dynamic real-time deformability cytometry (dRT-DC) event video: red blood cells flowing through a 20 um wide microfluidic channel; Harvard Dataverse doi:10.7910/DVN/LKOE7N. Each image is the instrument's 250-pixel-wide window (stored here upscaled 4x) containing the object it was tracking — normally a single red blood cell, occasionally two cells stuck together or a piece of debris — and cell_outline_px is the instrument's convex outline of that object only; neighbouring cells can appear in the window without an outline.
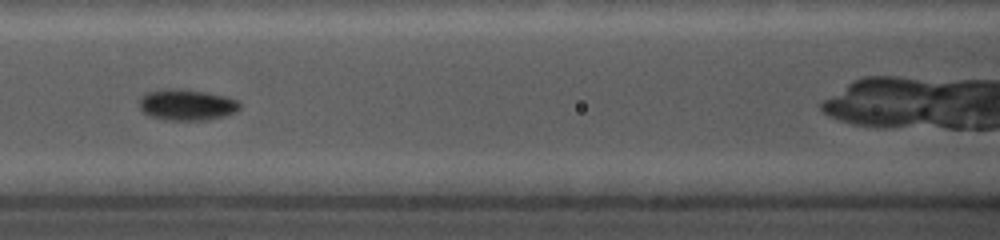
{"species": "common noctule bat (a hibernating species)", "species_latin": "Nyctalus noctula", "temperature_condition": "cold", "stored_images_in_passage": 27, "camera_frame_rate_fps": 5000, "um_per_image_px": 0.085, "animal": {"sex": "female", "body_mass_g": 19.0, "forearm_length_mm": 56.7}, "frame": {"image": 1, "passage_image": 8, "time_ms": 3.4, "image_size_px": [1000, 240], "cell_outline_px": [[236, 108], [232, 112], [224, 116], [208, 120], [164, 120], [152, 116], [144, 112], [144, 100], [148, 96], [156, 92], [192, 92], [232, 100], [236, 104]], "centroid_in_image_um": [15.9, 9.03], "position_along_channel_um": 150.7, "area_um2": 15.49}}
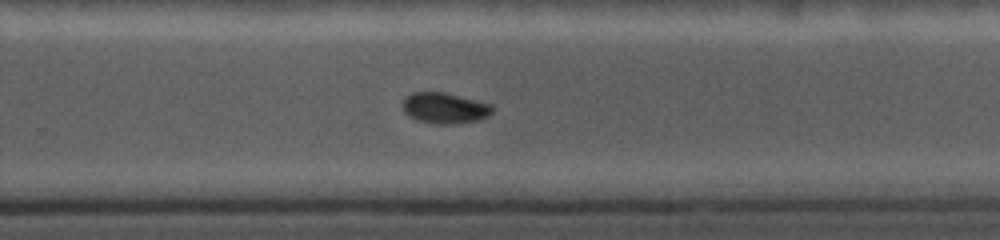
{"frame": {"image": 2, "passage_image": 15, "time_ms": 7.2, "image_size_px": [1000, 240], "cell_outline_px": [[492, 108], [480, 120], [460, 124], [432, 124], [416, 120], [404, 108], [404, 104], [408, 96], [420, 92], [436, 92], [484, 104]], "centroid_in_image_um": [37.74, 9.25], "position_along_channel_um": 292.1, "area_um2": 14.8}}
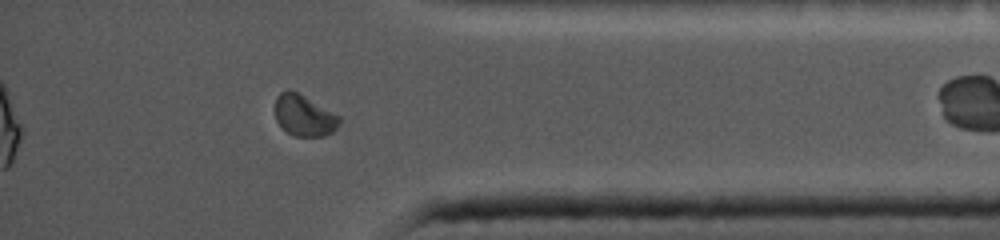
{"frame": {"image": 3, "passage_image": 22, "time_ms": 10.4, "image_size_px": [1000, 240], "cell_outline_px": [[340, 124], [332, 132], [324, 136], [296, 136], [288, 132], [276, 120], [276, 100], [280, 92], [296, 92], [340, 116]], "centroid_in_image_um": [25.88, 9.85], "position_along_channel_um": 409.3, "area_um2": 14.85}}